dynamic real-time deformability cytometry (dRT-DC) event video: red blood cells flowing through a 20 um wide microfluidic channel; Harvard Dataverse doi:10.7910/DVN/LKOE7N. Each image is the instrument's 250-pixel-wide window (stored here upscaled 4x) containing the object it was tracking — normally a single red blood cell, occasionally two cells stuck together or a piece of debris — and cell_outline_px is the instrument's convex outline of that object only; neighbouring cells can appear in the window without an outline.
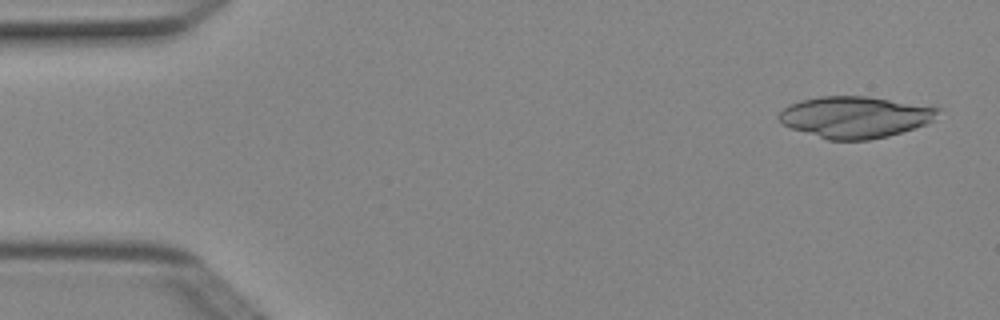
{"species": "Egyptian fruit bat (a non-hibernating species)", "species_latin": "Rousettus aegyptiacus", "temperature_condition": "cold", "stored_images_in_passage": 4, "camera_frame_rate_fps": 3000, "um_per_image_px": 0.085, "animal": {"sex": "female"}, "frame": {"image": 1, "passage_image": 1, "time_ms": 0.0, "image_size_px": [1000, 320], "cell_outline_px": [[940, 108], [932, 120], [924, 124], [888, 136], [868, 140], [828, 140], [792, 128], [784, 124], [776, 116], [788, 104], [800, 100], [820, 96], [868, 96]], "centroid_in_image_um": [72.62, 9.94], "position_along_channel_um": 12.4, "area_um2": 38.03}}